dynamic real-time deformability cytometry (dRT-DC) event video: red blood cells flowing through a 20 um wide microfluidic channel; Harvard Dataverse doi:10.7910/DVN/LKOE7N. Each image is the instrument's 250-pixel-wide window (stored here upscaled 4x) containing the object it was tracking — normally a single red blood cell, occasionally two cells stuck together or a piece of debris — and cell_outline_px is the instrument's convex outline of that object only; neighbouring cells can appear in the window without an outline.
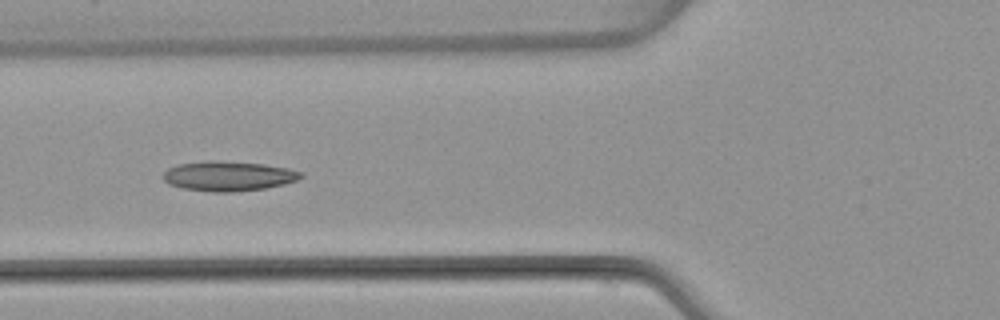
{"species": "common noctule bat (a hibernating species)", "species_latin": "Nyctalus noctula", "temperature_condition": "warm", "stored_images_in_passage": 7, "camera_frame_rate_fps": 3000, "um_per_image_px": 0.085, "animal": {"sex": "female", "body_mass_g": 22.7, "forearm_length_mm": 54.2}, "frame": {"image": 1, "passage_image": 5, "time_ms": 5.667, "image_size_px": [1000, 320], "cell_outline_px": [[304, 176], [296, 180], [284, 184], [264, 188], [232, 192], [212, 192], [184, 188], [168, 184], [164, 180], [164, 172], [168, 168], [180, 164], [208, 160], [216, 160], [264, 164], [288, 168], [304, 172]], "centroid_in_image_um": [19.43, 14.96], "position_along_channel_um": 106.4, "area_um2": 23.87}}
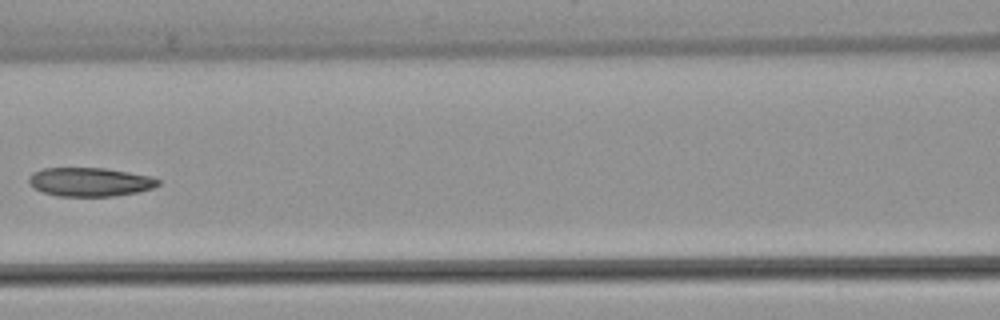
{"frame": {"image": 2, "passage_image": 6, "time_ms": 7.0, "image_size_px": [1000, 320], "cell_outline_px": [[160, 184], [152, 188], [140, 192], [112, 196], [56, 196], [44, 192], [28, 184], [28, 176], [32, 172], [40, 168], [104, 168], [152, 176], [160, 180]], "centroid_in_image_um": [7.63, 15.46], "position_along_channel_um": 159.0, "area_um2": 21.85}}
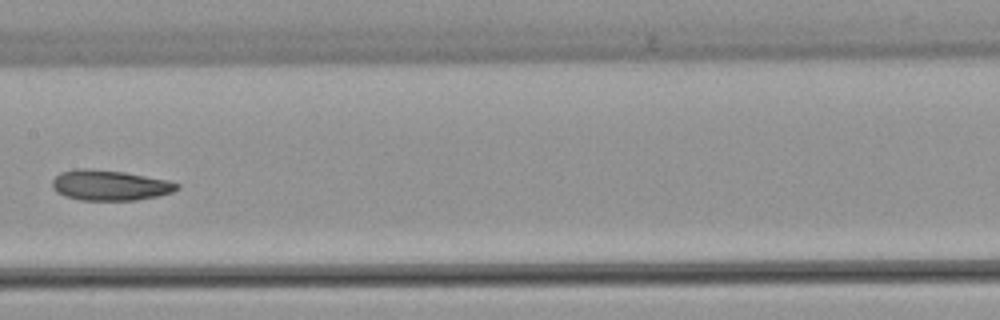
{"frame": {"image": 3, "passage_image": 7, "time_ms": 8.0, "image_size_px": [1000, 320], "cell_outline_px": [[180, 188], [172, 192], [156, 196], [136, 200], [80, 200], [64, 196], [56, 192], [52, 188], [52, 180], [60, 172], [80, 168], [88, 168], [124, 172], [168, 180], [180, 184]], "centroid_in_image_um": [9.31, 15.74], "position_along_channel_um": 198.1, "area_um2": 22.14}}